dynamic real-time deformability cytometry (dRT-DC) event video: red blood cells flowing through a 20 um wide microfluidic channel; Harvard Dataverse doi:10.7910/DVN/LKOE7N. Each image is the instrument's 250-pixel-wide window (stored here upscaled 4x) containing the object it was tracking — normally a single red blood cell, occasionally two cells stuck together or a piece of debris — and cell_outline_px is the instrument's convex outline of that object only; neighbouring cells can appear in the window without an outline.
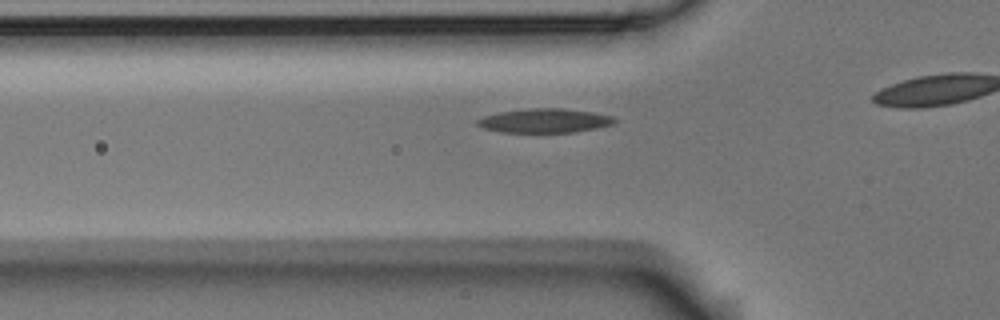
{"species": "Egyptian fruit bat (a non-hibernating species)", "species_latin": "Rousettus aegyptiacus", "temperature_condition": "room temperature", "stored_images_in_passage": 33, "camera_frame_rate_fps": 3000, "um_per_image_px": 0.085, "animal": {"sex": "male"}, "frame": {"image": 1, "passage_image": 8, "time_ms": 2.333, "image_size_px": [1000, 320], "cell_outline_px": [[616, 120], [612, 124], [596, 128], [572, 132], [500, 132], [484, 128], [476, 124], [476, 120], [484, 116], [500, 112], [528, 108], [564, 108], [592, 112], [612, 116]], "centroid_in_image_um": [46.27, 10.25], "position_along_channel_um": 79.5, "area_um2": 19.13}}
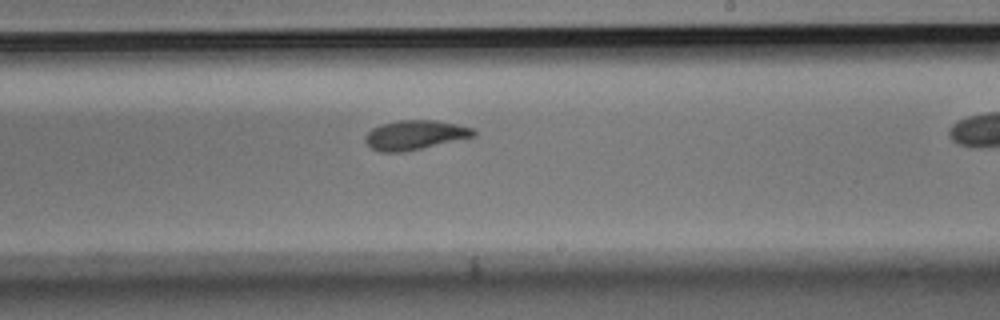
{"frame": {"image": 2, "passage_image": 22, "time_ms": 7.0, "image_size_px": [1000, 320], "cell_outline_px": [[476, 136], [404, 152], [380, 152], [372, 148], [364, 140], [364, 136], [372, 128], [380, 124], [400, 120], [436, 120], [456, 124], [472, 128], [476, 132]], "centroid_in_image_um": [35.25, 11.47], "position_along_channel_um": 253.7, "area_um2": 18.55}}
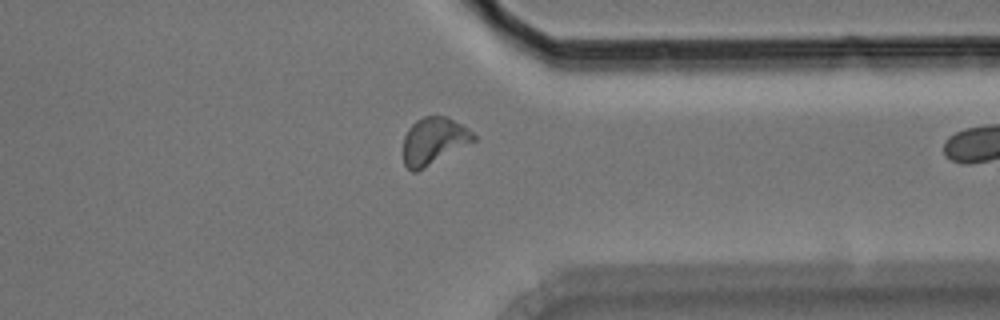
{"frame": {"image": 3, "passage_image": 32, "time_ms": 10.333, "image_size_px": [1000, 320], "cell_outline_px": [[476, 140], [424, 168], [416, 172], [412, 172], [404, 164], [404, 136], [408, 128], [416, 120], [424, 116], [448, 116], [472, 132], [476, 136]], "centroid_in_image_um": [36.85, 11.97], "position_along_channel_um": 374.5, "area_um2": 19.07}}